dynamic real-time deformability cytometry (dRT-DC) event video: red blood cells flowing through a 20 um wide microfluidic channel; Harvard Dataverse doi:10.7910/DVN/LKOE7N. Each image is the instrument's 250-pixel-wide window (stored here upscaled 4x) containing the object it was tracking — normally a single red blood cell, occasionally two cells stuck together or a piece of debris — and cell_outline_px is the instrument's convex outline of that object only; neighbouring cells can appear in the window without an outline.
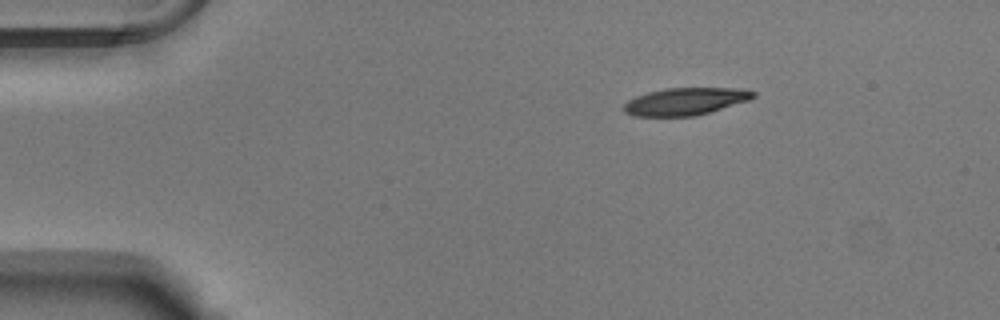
{"species": "Egyptian fruit bat (a non-hibernating species)", "species_latin": "Rousettus aegyptiacus", "temperature_condition": "warm", "stored_images_in_passage": 46, "camera_frame_rate_fps": 3000, "um_per_image_px": 0.085, "animal": {"sex": "male"}, "frame": {"image": 1, "passage_image": 1, "time_ms": 0.0, "image_size_px": [1000, 320], "cell_outline_px": [[756, 96], [748, 100], [696, 116], [632, 116], [624, 112], [624, 104], [628, 100], [636, 96], [648, 92], [664, 88], [732, 88], [756, 92]], "centroid_in_image_um": [58.21, 8.62], "position_along_channel_um": 26.8, "area_um2": 20.46}}
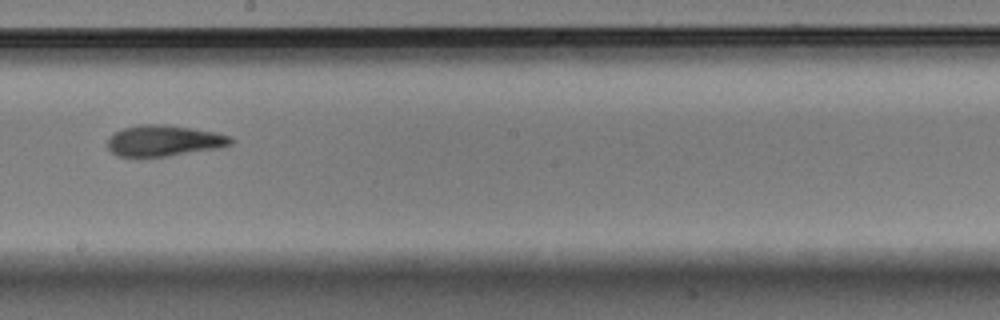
{"frame": {"image": 2, "passage_image": 23, "time_ms": 7.333, "image_size_px": [1000, 320], "cell_outline_px": [[236, 140], [232, 144], [220, 148], [168, 156], [120, 156], [112, 152], [108, 148], [108, 136], [124, 128], [140, 124], [164, 124], [192, 128], [216, 132], [232, 136]], "centroid_in_image_um": [14.0, 11.95], "position_along_channel_um": 234.2, "area_um2": 22.37}}
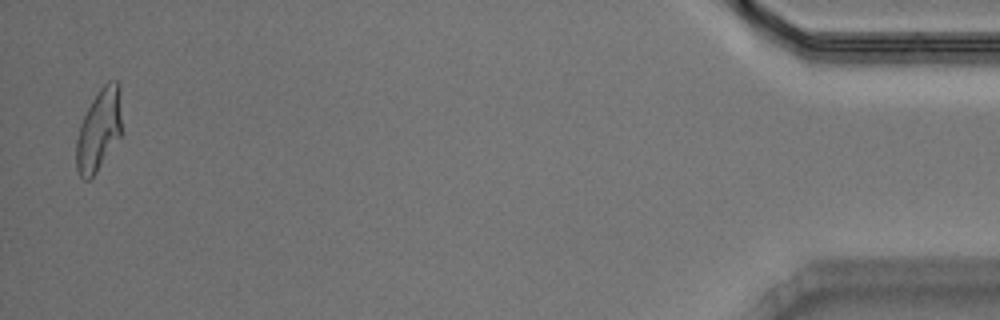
{"frame": {"image": 3, "passage_image": 45, "time_ms": 14.667, "image_size_px": [1000, 320], "cell_outline_px": [[120, 136], [96, 172], [88, 180], [84, 180], [80, 176], [76, 168], [76, 140], [80, 124], [92, 100], [100, 88], [108, 80], [120, 80]], "centroid_in_image_um": [8.39, 11.02], "position_along_channel_um": 426.8, "area_um2": 21.44}, "authors_computed_cell_mechanics": {"area_um2": 21.964, "velocity_mm_per_s": 3.7888, "shape_relaxation_time_tau1_ms": 4.1406, "shape_relaxation_time_tau2_ms": 1.6892, "deformation_change_tau1": 0.1951, "deformation_change_tau2": 0.1001}}